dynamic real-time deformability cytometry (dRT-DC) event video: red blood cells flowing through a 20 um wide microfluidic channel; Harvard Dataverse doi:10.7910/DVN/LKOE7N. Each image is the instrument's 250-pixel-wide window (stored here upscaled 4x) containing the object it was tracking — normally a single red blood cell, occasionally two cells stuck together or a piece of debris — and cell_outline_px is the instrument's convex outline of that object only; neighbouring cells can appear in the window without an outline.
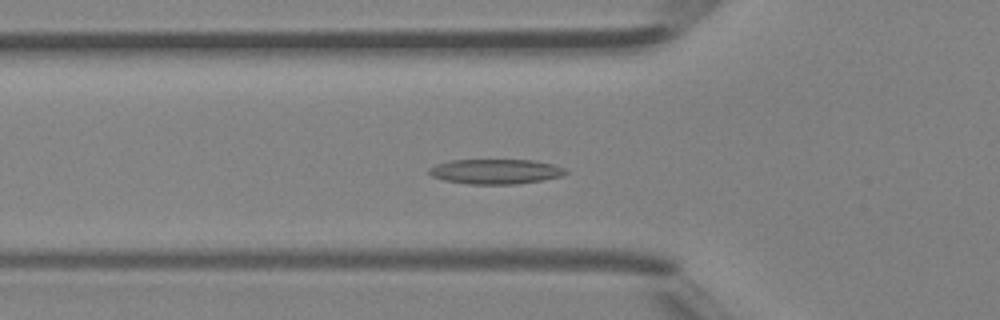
{"species": "Egyptian fruit bat (a non-hibernating species)", "species_latin": "Rousettus aegyptiacus", "temperature_condition": "room temperature", "stored_images_in_passage": 48, "camera_frame_rate_fps": 3000, "um_per_image_px": 0.085, "animal": {"sex": "female"}, "frame": {"image": 1, "passage_image": 17, "time_ms": 5.333, "image_size_px": [1000, 320], "cell_outline_px": [[568, 172], [560, 176], [540, 180], [512, 184], [468, 184], [444, 180], [432, 176], [428, 172], [428, 168], [436, 164], [452, 160], [532, 160], [552, 164], [564, 168]], "centroid_in_image_um": [42.07, 14.57], "position_along_channel_um": 83.7, "area_um2": 19.59}}
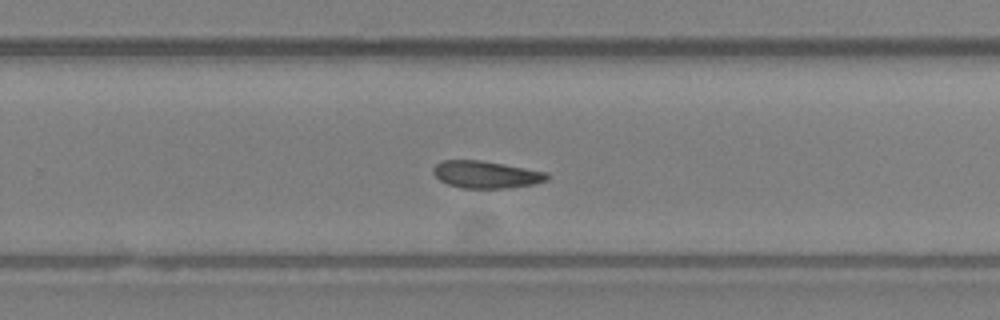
{"frame": {"image": 2, "passage_image": 31, "time_ms": 10.0, "image_size_px": [1000, 320], "cell_outline_px": [[548, 180], [536, 184], [504, 188], [460, 188], [448, 184], [440, 180], [432, 172], [432, 168], [440, 160], [480, 160], [504, 164], [548, 172]], "centroid_in_image_um": [41.31, 14.83], "position_along_channel_um": 288.5, "area_um2": 18.15}}
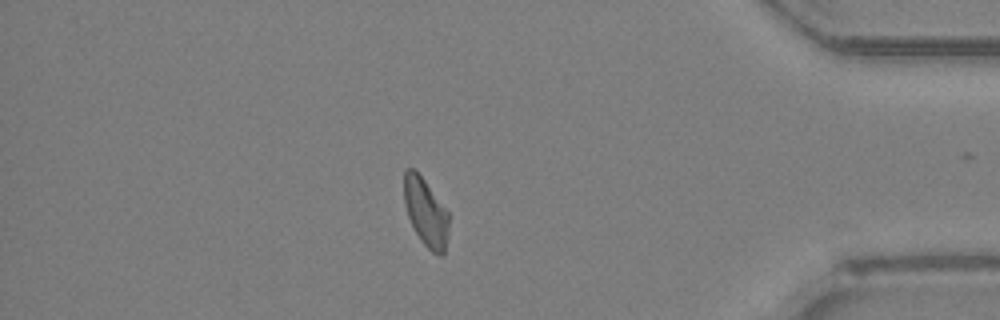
{"frame": {"image": 3, "passage_image": 41, "time_ms": 13.333, "image_size_px": [1000, 320], "cell_outline_px": [[448, 236], [444, 252], [440, 256], [432, 252], [420, 240], [408, 216], [404, 204], [404, 168], [412, 168], [424, 180], [448, 212]], "centroid_in_image_um": [36.18, 18.05], "position_along_channel_um": 399.0, "area_um2": 17.46}}